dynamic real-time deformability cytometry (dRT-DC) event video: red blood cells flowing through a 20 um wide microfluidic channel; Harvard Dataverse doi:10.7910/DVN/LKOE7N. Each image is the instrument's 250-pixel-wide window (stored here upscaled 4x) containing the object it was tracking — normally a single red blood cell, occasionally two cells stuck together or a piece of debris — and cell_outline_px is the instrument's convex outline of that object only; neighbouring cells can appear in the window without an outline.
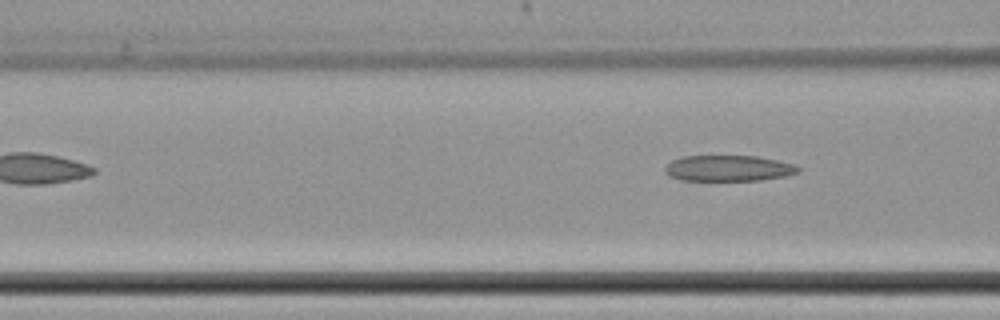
{"species": "common noctule bat (a hibernating species)", "species_latin": "Nyctalus noctula", "temperature_condition": "cold", "stored_images_in_passage": 11, "camera_frame_rate_fps": 3000, "um_per_image_px": 0.085, "animal": {"sex": "female", "body_mass_g": 22.7, "forearm_length_mm": 54.2}, "frame": {"image": 1, "passage_image": 6, "time_ms": 1.667, "image_size_px": [1000, 320], "cell_outline_px": [[800, 172], [784, 176], [760, 180], [680, 180], [668, 176], [664, 172], [664, 168], [672, 160], [684, 156], [756, 156], [796, 164], [800, 168]], "centroid_in_image_um": [61.91, 14.3], "position_along_channel_um": 104.7, "area_um2": 20.11}}